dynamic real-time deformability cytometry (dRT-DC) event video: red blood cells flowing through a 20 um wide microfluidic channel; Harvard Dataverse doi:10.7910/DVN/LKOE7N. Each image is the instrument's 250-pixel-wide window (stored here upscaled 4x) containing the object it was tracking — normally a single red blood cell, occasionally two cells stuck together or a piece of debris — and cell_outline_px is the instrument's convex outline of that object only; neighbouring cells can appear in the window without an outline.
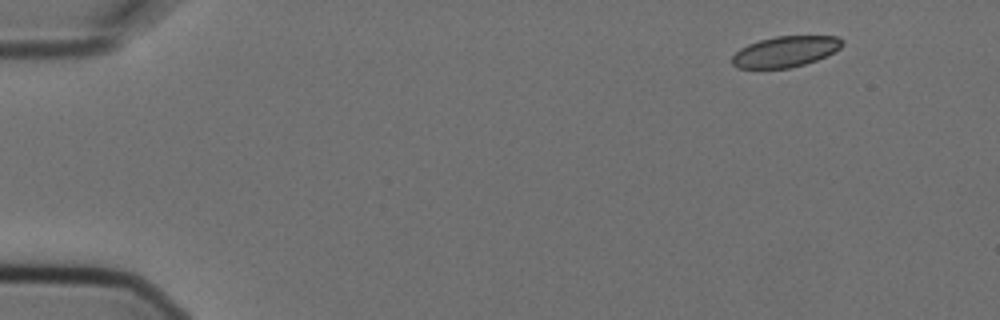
{"species": "Egyptian fruit bat (a non-hibernating species)", "species_latin": "Rousettus aegyptiacus", "temperature_condition": "cold", "stored_images_in_passage": 5, "camera_frame_rate_fps": 3000, "um_per_image_px": 0.085, "animal": {"sex": "female"}, "frame": {"image": 1, "passage_image": 1, "time_ms": 0.0, "image_size_px": [1000, 320], "cell_outline_px": [[844, 44], [840, 48], [816, 60], [804, 64], [788, 68], [736, 68], [732, 64], [732, 56], [740, 48], [748, 44], [760, 40], [776, 36], [836, 36], [844, 40]], "centroid_in_image_um": [66.74, 4.38], "position_along_channel_um": 18.3, "area_um2": 19.65}}
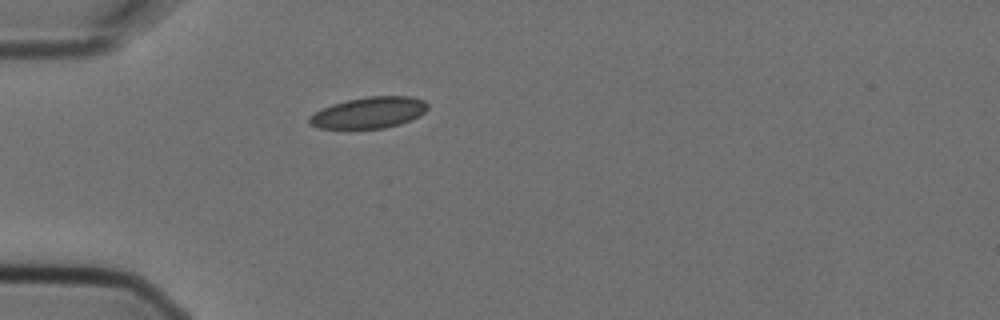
{"frame": {"image": 2, "passage_image": 4, "time_ms": 1.0, "image_size_px": [1000, 320], "cell_outline_px": [[428, 108], [420, 116], [400, 124], [384, 128], [320, 128], [308, 124], [308, 116], [332, 104], [348, 100], [368, 96], [412, 96], [424, 100], [428, 104]], "centroid_in_image_um": [31.38, 9.57], "position_along_channel_um": 53.6, "area_um2": 21.5}}